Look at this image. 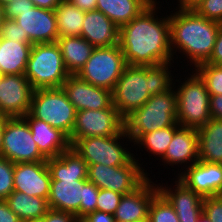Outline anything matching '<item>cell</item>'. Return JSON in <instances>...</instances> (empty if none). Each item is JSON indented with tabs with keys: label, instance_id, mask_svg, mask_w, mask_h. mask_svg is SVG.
I'll list each match as a JSON object with an SVG mask.
<instances>
[{
	"label": "cell",
	"instance_id": "42",
	"mask_svg": "<svg viewBox=\"0 0 222 222\" xmlns=\"http://www.w3.org/2000/svg\"><path fill=\"white\" fill-rule=\"evenodd\" d=\"M0 222H22L5 200H0Z\"/></svg>",
	"mask_w": 222,
	"mask_h": 222
},
{
	"label": "cell",
	"instance_id": "43",
	"mask_svg": "<svg viewBox=\"0 0 222 222\" xmlns=\"http://www.w3.org/2000/svg\"><path fill=\"white\" fill-rule=\"evenodd\" d=\"M87 218L92 222H116L112 214L100 211L90 213Z\"/></svg>",
	"mask_w": 222,
	"mask_h": 222
},
{
	"label": "cell",
	"instance_id": "5",
	"mask_svg": "<svg viewBox=\"0 0 222 222\" xmlns=\"http://www.w3.org/2000/svg\"><path fill=\"white\" fill-rule=\"evenodd\" d=\"M125 132L133 144L145 133L176 125L175 89L151 95L146 103L124 119Z\"/></svg>",
	"mask_w": 222,
	"mask_h": 222
},
{
	"label": "cell",
	"instance_id": "16",
	"mask_svg": "<svg viewBox=\"0 0 222 222\" xmlns=\"http://www.w3.org/2000/svg\"><path fill=\"white\" fill-rule=\"evenodd\" d=\"M34 89L25 76L2 75L0 80V116L24 117L31 106Z\"/></svg>",
	"mask_w": 222,
	"mask_h": 222
},
{
	"label": "cell",
	"instance_id": "13",
	"mask_svg": "<svg viewBox=\"0 0 222 222\" xmlns=\"http://www.w3.org/2000/svg\"><path fill=\"white\" fill-rule=\"evenodd\" d=\"M2 157L13 163L47 161L23 117H5Z\"/></svg>",
	"mask_w": 222,
	"mask_h": 222
},
{
	"label": "cell",
	"instance_id": "7",
	"mask_svg": "<svg viewBox=\"0 0 222 222\" xmlns=\"http://www.w3.org/2000/svg\"><path fill=\"white\" fill-rule=\"evenodd\" d=\"M4 18L14 19L30 43L57 42L55 10L34 6L31 0H15L3 7Z\"/></svg>",
	"mask_w": 222,
	"mask_h": 222
},
{
	"label": "cell",
	"instance_id": "33",
	"mask_svg": "<svg viewBox=\"0 0 222 222\" xmlns=\"http://www.w3.org/2000/svg\"><path fill=\"white\" fill-rule=\"evenodd\" d=\"M204 81L210 95H222V70L216 65L202 63L193 69Z\"/></svg>",
	"mask_w": 222,
	"mask_h": 222
},
{
	"label": "cell",
	"instance_id": "11",
	"mask_svg": "<svg viewBox=\"0 0 222 222\" xmlns=\"http://www.w3.org/2000/svg\"><path fill=\"white\" fill-rule=\"evenodd\" d=\"M126 66L119 44L95 47L90 58L76 75L87 83L112 91Z\"/></svg>",
	"mask_w": 222,
	"mask_h": 222
},
{
	"label": "cell",
	"instance_id": "3",
	"mask_svg": "<svg viewBox=\"0 0 222 222\" xmlns=\"http://www.w3.org/2000/svg\"><path fill=\"white\" fill-rule=\"evenodd\" d=\"M176 65L174 61L153 66L127 65L112 90V103L119 114L125 119L151 95L174 89Z\"/></svg>",
	"mask_w": 222,
	"mask_h": 222
},
{
	"label": "cell",
	"instance_id": "51",
	"mask_svg": "<svg viewBox=\"0 0 222 222\" xmlns=\"http://www.w3.org/2000/svg\"><path fill=\"white\" fill-rule=\"evenodd\" d=\"M76 222H92V221L89 220L87 217H78L76 219Z\"/></svg>",
	"mask_w": 222,
	"mask_h": 222
},
{
	"label": "cell",
	"instance_id": "1",
	"mask_svg": "<svg viewBox=\"0 0 222 222\" xmlns=\"http://www.w3.org/2000/svg\"><path fill=\"white\" fill-rule=\"evenodd\" d=\"M162 1L160 5H149L119 28V46L127 65L153 66L174 61L170 45L169 9L162 6L165 4ZM167 1L166 4L169 3Z\"/></svg>",
	"mask_w": 222,
	"mask_h": 222
},
{
	"label": "cell",
	"instance_id": "15",
	"mask_svg": "<svg viewBox=\"0 0 222 222\" xmlns=\"http://www.w3.org/2000/svg\"><path fill=\"white\" fill-rule=\"evenodd\" d=\"M197 161H199L197 129L180 126L175 131L164 156L158 163H155L157 164L155 167L164 165L163 168H165V170L167 169V172L172 168V176L174 175L173 177H177L187 167Z\"/></svg>",
	"mask_w": 222,
	"mask_h": 222
},
{
	"label": "cell",
	"instance_id": "53",
	"mask_svg": "<svg viewBox=\"0 0 222 222\" xmlns=\"http://www.w3.org/2000/svg\"><path fill=\"white\" fill-rule=\"evenodd\" d=\"M216 66L219 67L222 70V61L219 62Z\"/></svg>",
	"mask_w": 222,
	"mask_h": 222
},
{
	"label": "cell",
	"instance_id": "6",
	"mask_svg": "<svg viewBox=\"0 0 222 222\" xmlns=\"http://www.w3.org/2000/svg\"><path fill=\"white\" fill-rule=\"evenodd\" d=\"M99 188L88 178H51L49 208L87 217L96 211Z\"/></svg>",
	"mask_w": 222,
	"mask_h": 222
},
{
	"label": "cell",
	"instance_id": "18",
	"mask_svg": "<svg viewBox=\"0 0 222 222\" xmlns=\"http://www.w3.org/2000/svg\"><path fill=\"white\" fill-rule=\"evenodd\" d=\"M155 176V174L151 175L134 192L122 196L113 214L116 222H145L148 220L151 201L159 192L157 183L154 181Z\"/></svg>",
	"mask_w": 222,
	"mask_h": 222
},
{
	"label": "cell",
	"instance_id": "48",
	"mask_svg": "<svg viewBox=\"0 0 222 222\" xmlns=\"http://www.w3.org/2000/svg\"><path fill=\"white\" fill-rule=\"evenodd\" d=\"M146 1L149 5H160L162 4V1L160 0H144Z\"/></svg>",
	"mask_w": 222,
	"mask_h": 222
},
{
	"label": "cell",
	"instance_id": "47",
	"mask_svg": "<svg viewBox=\"0 0 222 222\" xmlns=\"http://www.w3.org/2000/svg\"><path fill=\"white\" fill-rule=\"evenodd\" d=\"M5 117L0 116V157L2 156Z\"/></svg>",
	"mask_w": 222,
	"mask_h": 222
},
{
	"label": "cell",
	"instance_id": "50",
	"mask_svg": "<svg viewBox=\"0 0 222 222\" xmlns=\"http://www.w3.org/2000/svg\"><path fill=\"white\" fill-rule=\"evenodd\" d=\"M12 1H15V0H0V6L3 8L4 6L11 3Z\"/></svg>",
	"mask_w": 222,
	"mask_h": 222
},
{
	"label": "cell",
	"instance_id": "32",
	"mask_svg": "<svg viewBox=\"0 0 222 222\" xmlns=\"http://www.w3.org/2000/svg\"><path fill=\"white\" fill-rule=\"evenodd\" d=\"M148 220L150 222H179L173 206L160 192L151 201Z\"/></svg>",
	"mask_w": 222,
	"mask_h": 222
},
{
	"label": "cell",
	"instance_id": "34",
	"mask_svg": "<svg viewBox=\"0 0 222 222\" xmlns=\"http://www.w3.org/2000/svg\"><path fill=\"white\" fill-rule=\"evenodd\" d=\"M14 163L0 157V200H5L14 191Z\"/></svg>",
	"mask_w": 222,
	"mask_h": 222
},
{
	"label": "cell",
	"instance_id": "10",
	"mask_svg": "<svg viewBox=\"0 0 222 222\" xmlns=\"http://www.w3.org/2000/svg\"><path fill=\"white\" fill-rule=\"evenodd\" d=\"M76 109L61 87L33 91L29 113L64 132L69 139L75 123Z\"/></svg>",
	"mask_w": 222,
	"mask_h": 222
},
{
	"label": "cell",
	"instance_id": "28",
	"mask_svg": "<svg viewBox=\"0 0 222 222\" xmlns=\"http://www.w3.org/2000/svg\"><path fill=\"white\" fill-rule=\"evenodd\" d=\"M9 208L22 222H37L49 210L48 200L13 191L6 199Z\"/></svg>",
	"mask_w": 222,
	"mask_h": 222
},
{
	"label": "cell",
	"instance_id": "49",
	"mask_svg": "<svg viewBox=\"0 0 222 222\" xmlns=\"http://www.w3.org/2000/svg\"><path fill=\"white\" fill-rule=\"evenodd\" d=\"M196 222H210L208 217L203 213Z\"/></svg>",
	"mask_w": 222,
	"mask_h": 222
},
{
	"label": "cell",
	"instance_id": "38",
	"mask_svg": "<svg viewBox=\"0 0 222 222\" xmlns=\"http://www.w3.org/2000/svg\"><path fill=\"white\" fill-rule=\"evenodd\" d=\"M203 213L210 222H222V195L204 197Z\"/></svg>",
	"mask_w": 222,
	"mask_h": 222
},
{
	"label": "cell",
	"instance_id": "35",
	"mask_svg": "<svg viewBox=\"0 0 222 222\" xmlns=\"http://www.w3.org/2000/svg\"><path fill=\"white\" fill-rule=\"evenodd\" d=\"M122 194L108 189H99L97 197L96 211L114 214L117 209Z\"/></svg>",
	"mask_w": 222,
	"mask_h": 222
},
{
	"label": "cell",
	"instance_id": "36",
	"mask_svg": "<svg viewBox=\"0 0 222 222\" xmlns=\"http://www.w3.org/2000/svg\"><path fill=\"white\" fill-rule=\"evenodd\" d=\"M193 10L208 20L222 24V0H202Z\"/></svg>",
	"mask_w": 222,
	"mask_h": 222
},
{
	"label": "cell",
	"instance_id": "25",
	"mask_svg": "<svg viewBox=\"0 0 222 222\" xmlns=\"http://www.w3.org/2000/svg\"><path fill=\"white\" fill-rule=\"evenodd\" d=\"M31 43H21L0 37V73L2 75L24 74L32 49Z\"/></svg>",
	"mask_w": 222,
	"mask_h": 222
},
{
	"label": "cell",
	"instance_id": "44",
	"mask_svg": "<svg viewBox=\"0 0 222 222\" xmlns=\"http://www.w3.org/2000/svg\"><path fill=\"white\" fill-rule=\"evenodd\" d=\"M34 6L49 10H55V8L61 3L62 0H31Z\"/></svg>",
	"mask_w": 222,
	"mask_h": 222
},
{
	"label": "cell",
	"instance_id": "4",
	"mask_svg": "<svg viewBox=\"0 0 222 222\" xmlns=\"http://www.w3.org/2000/svg\"><path fill=\"white\" fill-rule=\"evenodd\" d=\"M174 89L177 96L178 124L194 129L204 126L211 119L210 94L200 76L193 69H183L182 74L180 71L177 73Z\"/></svg>",
	"mask_w": 222,
	"mask_h": 222
},
{
	"label": "cell",
	"instance_id": "45",
	"mask_svg": "<svg viewBox=\"0 0 222 222\" xmlns=\"http://www.w3.org/2000/svg\"><path fill=\"white\" fill-rule=\"evenodd\" d=\"M73 2L76 6H78L82 11H91L96 9V1L97 0H66Z\"/></svg>",
	"mask_w": 222,
	"mask_h": 222
},
{
	"label": "cell",
	"instance_id": "19",
	"mask_svg": "<svg viewBox=\"0 0 222 222\" xmlns=\"http://www.w3.org/2000/svg\"><path fill=\"white\" fill-rule=\"evenodd\" d=\"M61 88L76 111L107 109L113 104L112 91L87 83L77 75H70Z\"/></svg>",
	"mask_w": 222,
	"mask_h": 222
},
{
	"label": "cell",
	"instance_id": "9",
	"mask_svg": "<svg viewBox=\"0 0 222 222\" xmlns=\"http://www.w3.org/2000/svg\"><path fill=\"white\" fill-rule=\"evenodd\" d=\"M71 148L87 162V165L122 166L134 158L133 141L125 129L114 136L78 139Z\"/></svg>",
	"mask_w": 222,
	"mask_h": 222
},
{
	"label": "cell",
	"instance_id": "17",
	"mask_svg": "<svg viewBox=\"0 0 222 222\" xmlns=\"http://www.w3.org/2000/svg\"><path fill=\"white\" fill-rule=\"evenodd\" d=\"M160 179L161 181L156 179L159 192L173 206L179 222H196L203 214V197L189 189L177 177H168L170 184L169 181L164 183V178Z\"/></svg>",
	"mask_w": 222,
	"mask_h": 222
},
{
	"label": "cell",
	"instance_id": "41",
	"mask_svg": "<svg viewBox=\"0 0 222 222\" xmlns=\"http://www.w3.org/2000/svg\"><path fill=\"white\" fill-rule=\"evenodd\" d=\"M209 105L211 118L222 120V95H210Z\"/></svg>",
	"mask_w": 222,
	"mask_h": 222
},
{
	"label": "cell",
	"instance_id": "31",
	"mask_svg": "<svg viewBox=\"0 0 222 222\" xmlns=\"http://www.w3.org/2000/svg\"><path fill=\"white\" fill-rule=\"evenodd\" d=\"M59 37L81 36L85 11L73 2L62 0L55 8Z\"/></svg>",
	"mask_w": 222,
	"mask_h": 222
},
{
	"label": "cell",
	"instance_id": "37",
	"mask_svg": "<svg viewBox=\"0 0 222 222\" xmlns=\"http://www.w3.org/2000/svg\"><path fill=\"white\" fill-rule=\"evenodd\" d=\"M0 37L14 40L15 42L30 43L28 35H23L22 30L18 28V24L14 19H3L0 26Z\"/></svg>",
	"mask_w": 222,
	"mask_h": 222
},
{
	"label": "cell",
	"instance_id": "8",
	"mask_svg": "<svg viewBox=\"0 0 222 222\" xmlns=\"http://www.w3.org/2000/svg\"><path fill=\"white\" fill-rule=\"evenodd\" d=\"M24 74L34 90L62 87L70 76L57 42L33 44Z\"/></svg>",
	"mask_w": 222,
	"mask_h": 222
},
{
	"label": "cell",
	"instance_id": "24",
	"mask_svg": "<svg viewBox=\"0 0 222 222\" xmlns=\"http://www.w3.org/2000/svg\"><path fill=\"white\" fill-rule=\"evenodd\" d=\"M179 127H180V125L177 123L174 126H170V127H166V128H162V129H158V130H155V131H151V132L145 133L133 144V148L135 150L133 152L134 153V158L138 161V163L146 171L149 168L151 169V170L149 169L147 171L148 178H149L150 174H153L152 173V171H153L152 168H155V167H153V166H155L153 161L154 160H155L154 162H156V160L159 161L164 156V154H165V152H166V150L168 148V145L170 144V142H171V140L173 138V135H174L175 131ZM140 151L144 152V154H142ZM137 152H138V154H137ZM143 155H145V156L148 155L149 156V160H147L148 159L147 157L146 158L144 157L143 158L144 160H143L142 159ZM152 156L153 157L155 156L154 157L155 159H153L150 162V159H151ZM145 159H146V161H149V162H146ZM148 163H149L150 166L153 163L152 167H148L149 166ZM145 166L148 169H146Z\"/></svg>",
	"mask_w": 222,
	"mask_h": 222
},
{
	"label": "cell",
	"instance_id": "39",
	"mask_svg": "<svg viewBox=\"0 0 222 222\" xmlns=\"http://www.w3.org/2000/svg\"><path fill=\"white\" fill-rule=\"evenodd\" d=\"M77 216L70 212L49 208L47 213L37 222H76Z\"/></svg>",
	"mask_w": 222,
	"mask_h": 222
},
{
	"label": "cell",
	"instance_id": "2",
	"mask_svg": "<svg viewBox=\"0 0 222 222\" xmlns=\"http://www.w3.org/2000/svg\"><path fill=\"white\" fill-rule=\"evenodd\" d=\"M172 4L170 2V6L169 3L167 6L169 8L170 45L174 62L179 66L178 68L194 69L210 59L221 23L208 20L198 15L193 9L176 8L174 5L176 1ZM179 63L182 65L180 66Z\"/></svg>",
	"mask_w": 222,
	"mask_h": 222
},
{
	"label": "cell",
	"instance_id": "27",
	"mask_svg": "<svg viewBox=\"0 0 222 222\" xmlns=\"http://www.w3.org/2000/svg\"><path fill=\"white\" fill-rule=\"evenodd\" d=\"M57 44L66 70L70 75H76L90 58L95 47L81 36L59 37Z\"/></svg>",
	"mask_w": 222,
	"mask_h": 222
},
{
	"label": "cell",
	"instance_id": "52",
	"mask_svg": "<svg viewBox=\"0 0 222 222\" xmlns=\"http://www.w3.org/2000/svg\"><path fill=\"white\" fill-rule=\"evenodd\" d=\"M3 19H4L3 8L0 6V26L2 24Z\"/></svg>",
	"mask_w": 222,
	"mask_h": 222
},
{
	"label": "cell",
	"instance_id": "22",
	"mask_svg": "<svg viewBox=\"0 0 222 222\" xmlns=\"http://www.w3.org/2000/svg\"><path fill=\"white\" fill-rule=\"evenodd\" d=\"M23 118L32 131L39 151L46 159L57 157L71 148L69 137L61 130L34 118L29 112Z\"/></svg>",
	"mask_w": 222,
	"mask_h": 222
},
{
	"label": "cell",
	"instance_id": "14",
	"mask_svg": "<svg viewBox=\"0 0 222 222\" xmlns=\"http://www.w3.org/2000/svg\"><path fill=\"white\" fill-rule=\"evenodd\" d=\"M125 129L124 118L112 104L107 109L81 110L76 112L71 133V146L85 137H109L120 134Z\"/></svg>",
	"mask_w": 222,
	"mask_h": 222
},
{
	"label": "cell",
	"instance_id": "46",
	"mask_svg": "<svg viewBox=\"0 0 222 222\" xmlns=\"http://www.w3.org/2000/svg\"><path fill=\"white\" fill-rule=\"evenodd\" d=\"M175 1V0H174ZM172 0V2H174ZM176 8L180 9H193L197 4H199L202 0H176Z\"/></svg>",
	"mask_w": 222,
	"mask_h": 222
},
{
	"label": "cell",
	"instance_id": "12",
	"mask_svg": "<svg viewBox=\"0 0 222 222\" xmlns=\"http://www.w3.org/2000/svg\"><path fill=\"white\" fill-rule=\"evenodd\" d=\"M148 179L147 171L133 158L127 165H88V180L99 189H108L122 195L134 192Z\"/></svg>",
	"mask_w": 222,
	"mask_h": 222
},
{
	"label": "cell",
	"instance_id": "23",
	"mask_svg": "<svg viewBox=\"0 0 222 222\" xmlns=\"http://www.w3.org/2000/svg\"><path fill=\"white\" fill-rule=\"evenodd\" d=\"M81 37L94 47H109L119 44V27L101 11L85 12Z\"/></svg>",
	"mask_w": 222,
	"mask_h": 222
},
{
	"label": "cell",
	"instance_id": "30",
	"mask_svg": "<svg viewBox=\"0 0 222 222\" xmlns=\"http://www.w3.org/2000/svg\"><path fill=\"white\" fill-rule=\"evenodd\" d=\"M46 162L51 178H88L87 162L73 148Z\"/></svg>",
	"mask_w": 222,
	"mask_h": 222
},
{
	"label": "cell",
	"instance_id": "29",
	"mask_svg": "<svg viewBox=\"0 0 222 222\" xmlns=\"http://www.w3.org/2000/svg\"><path fill=\"white\" fill-rule=\"evenodd\" d=\"M149 4L144 0H97L96 9L119 28L136 18Z\"/></svg>",
	"mask_w": 222,
	"mask_h": 222
},
{
	"label": "cell",
	"instance_id": "20",
	"mask_svg": "<svg viewBox=\"0 0 222 222\" xmlns=\"http://www.w3.org/2000/svg\"><path fill=\"white\" fill-rule=\"evenodd\" d=\"M177 178L203 198L222 195V164L199 160Z\"/></svg>",
	"mask_w": 222,
	"mask_h": 222
},
{
	"label": "cell",
	"instance_id": "26",
	"mask_svg": "<svg viewBox=\"0 0 222 222\" xmlns=\"http://www.w3.org/2000/svg\"><path fill=\"white\" fill-rule=\"evenodd\" d=\"M197 132L199 160L222 164V120L211 118Z\"/></svg>",
	"mask_w": 222,
	"mask_h": 222
},
{
	"label": "cell",
	"instance_id": "21",
	"mask_svg": "<svg viewBox=\"0 0 222 222\" xmlns=\"http://www.w3.org/2000/svg\"><path fill=\"white\" fill-rule=\"evenodd\" d=\"M14 191L48 200L51 174L46 161L14 163Z\"/></svg>",
	"mask_w": 222,
	"mask_h": 222
},
{
	"label": "cell",
	"instance_id": "40",
	"mask_svg": "<svg viewBox=\"0 0 222 222\" xmlns=\"http://www.w3.org/2000/svg\"><path fill=\"white\" fill-rule=\"evenodd\" d=\"M222 61V24L217 33L216 42L214 44V50L210 59L206 62L212 65H217Z\"/></svg>",
	"mask_w": 222,
	"mask_h": 222
}]
</instances>
